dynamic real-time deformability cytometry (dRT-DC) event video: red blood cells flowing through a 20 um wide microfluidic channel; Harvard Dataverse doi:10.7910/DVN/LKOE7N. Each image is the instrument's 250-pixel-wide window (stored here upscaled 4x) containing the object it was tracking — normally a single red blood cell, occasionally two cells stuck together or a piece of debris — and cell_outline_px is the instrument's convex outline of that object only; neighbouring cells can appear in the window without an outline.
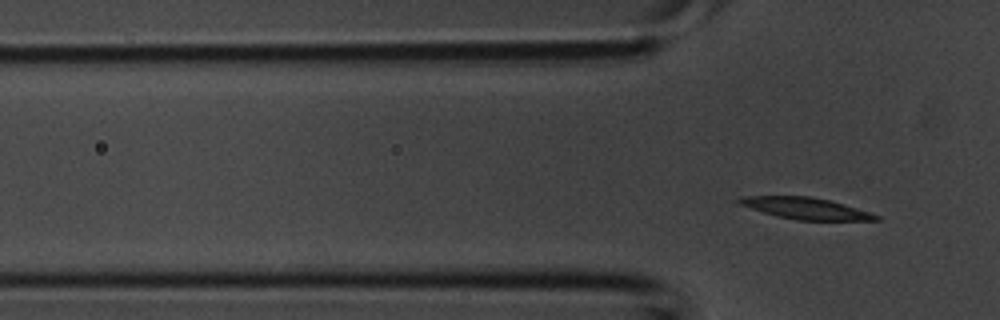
{"species": "common noctule bat (a hibernating species)", "species_latin": "Nyctalus noctula", "temperature_condition": "room temperature", "stored_images_in_passage": 6, "segment_of_instrument_passage": [2, 2], "camera_frame_rate_fps": 3000, "um_per_image_px": 0.085, "animal": {"sex": "male", "body_mass_g": 20.1, "forearm_length_mm": 53.5}, "frame": {"image": 1, "passage_image": 6, "time_ms": 1.667, "image_size_px": [1000, 320], "cell_outline_px": [[880, 220], [796, 220], [776, 216], [740, 204], [736, 200], [740, 196], [812, 196], [844, 204], [880, 216]], "centroid_in_image_um": [68.47, 17.7], "position_along_channel_um": 57.3, "area_um2": 16.94}}